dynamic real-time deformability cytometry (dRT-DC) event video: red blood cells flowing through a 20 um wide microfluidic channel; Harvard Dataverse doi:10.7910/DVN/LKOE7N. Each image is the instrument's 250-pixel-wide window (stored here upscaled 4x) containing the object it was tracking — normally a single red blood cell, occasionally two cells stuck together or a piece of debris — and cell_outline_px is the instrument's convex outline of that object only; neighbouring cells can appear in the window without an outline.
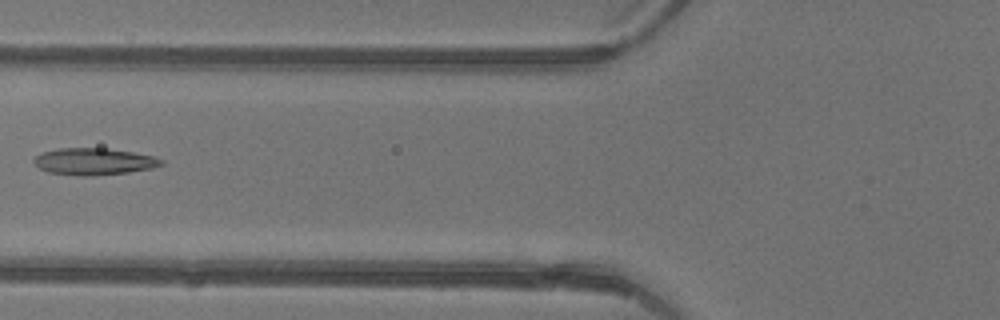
{"species": "common noctule bat (a hibernating species)", "species_latin": "Nyctalus noctula", "temperature_condition": "warm", "stored_images_in_passage": 6, "camera_frame_rate_fps": 3000, "um_per_image_px": 0.085, "animal": {"sex": "female"}, "frame": {"image": 1, "passage_image": 6, "time_ms": 1.667, "image_size_px": [1000, 320], "cell_outline_px": [[164, 164], [152, 168], [128, 172], [92, 176], [80, 176], [48, 172], [40, 168], [32, 160], [36, 156], [44, 152], [60, 148], [104, 148], [132, 152], [156, 156], [164, 160]], "centroid_in_image_um": [8.02, 13.73], "position_along_channel_um": 117.8, "area_um2": 19.88}}